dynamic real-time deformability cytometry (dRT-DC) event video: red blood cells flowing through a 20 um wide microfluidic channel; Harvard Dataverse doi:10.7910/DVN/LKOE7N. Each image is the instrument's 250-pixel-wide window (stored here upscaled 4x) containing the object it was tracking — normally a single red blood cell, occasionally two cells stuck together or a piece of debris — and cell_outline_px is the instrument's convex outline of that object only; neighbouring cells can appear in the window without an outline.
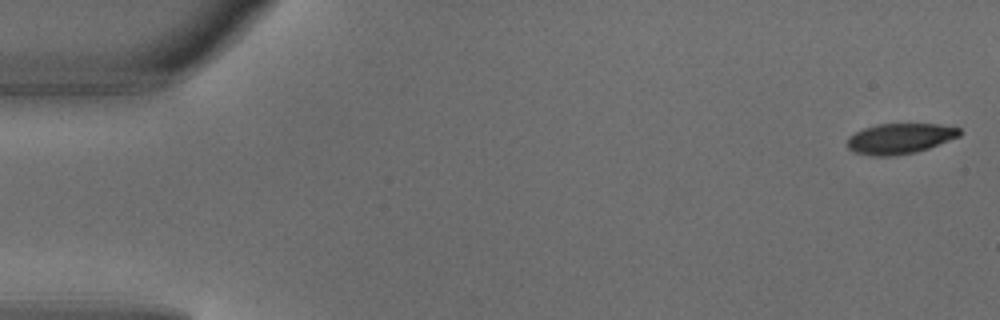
{"species": "common noctule bat (a hibernating species)", "species_latin": "Nyctalus noctula", "temperature_condition": "warm", "stored_images_in_passage": 6, "camera_frame_rate_fps": 3000, "um_per_image_px": 0.085, "animal": {"sex": "male", "body_mass_g": 18.8}, "frame": {"image": 1, "passage_image": 1, "time_ms": 0.0, "image_size_px": [1000, 320], "cell_outline_px": [[960, 136], [928, 148], [912, 152], [892, 156], [872, 156], [856, 152], [848, 148], [848, 136], [864, 128], [880, 124], [940, 124], [960, 128]], "centroid_in_image_um": [76.49, 11.77], "position_along_channel_um": 8.5, "area_um2": 19.65}}
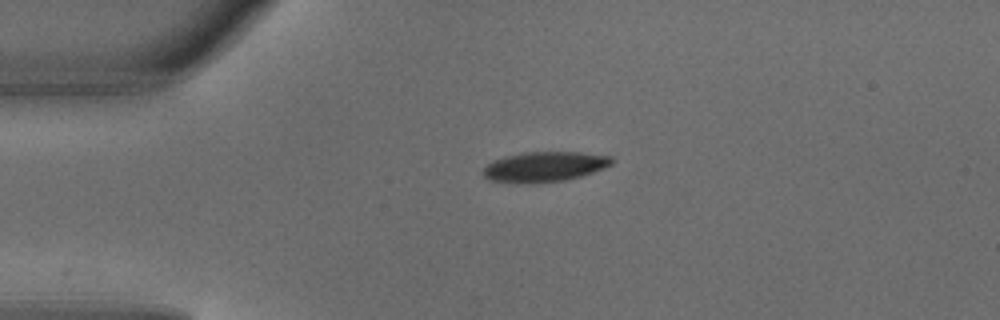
{"frame": {"image": 2, "passage_image": 4, "time_ms": 1.0, "image_size_px": [1000, 320], "cell_outline_px": [[612, 164], [592, 172], [580, 176], [564, 180], [536, 184], [516, 184], [488, 180], [484, 176], [484, 168], [492, 160], [524, 152], [580, 152], [612, 156]], "centroid_in_image_um": [46.24, 14.19], "position_along_channel_um": 38.8, "area_um2": 22.66}}
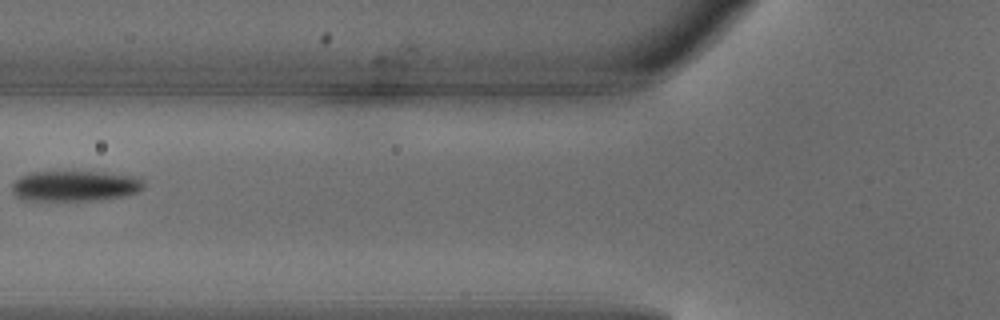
{"frame": {"image": 3, "passage_image": 6, "time_ms": 1.667, "image_size_px": [1000, 320], "cell_outline_px": [[144, 188], [136, 192], [124, 196], [96, 200], [24, 200], [16, 196], [12, 192], [12, 184], [20, 176], [32, 172], [100, 172], [140, 176], [144, 184]], "centroid_in_image_um": [6.39, 15.8], "position_along_channel_um": 119.4, "area_um2": 23.47}}